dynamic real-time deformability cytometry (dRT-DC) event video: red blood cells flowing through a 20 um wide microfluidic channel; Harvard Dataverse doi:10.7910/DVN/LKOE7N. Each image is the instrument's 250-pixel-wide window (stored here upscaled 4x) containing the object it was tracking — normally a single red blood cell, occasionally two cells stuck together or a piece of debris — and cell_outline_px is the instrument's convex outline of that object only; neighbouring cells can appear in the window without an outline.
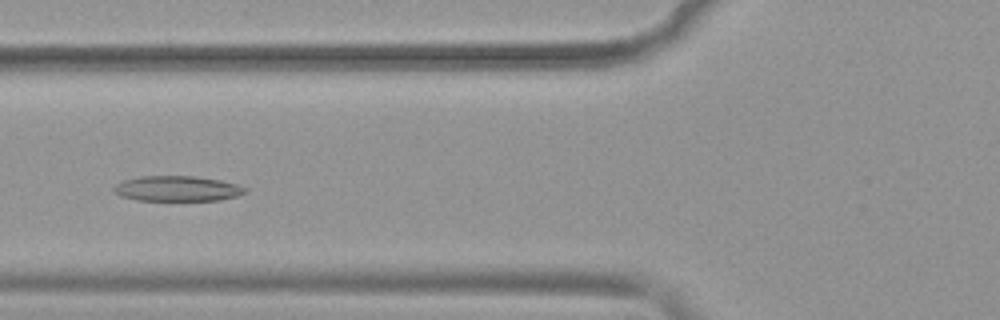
{"species": "common noctule bat (a hibernating species)", "species_latin": "Nyctalus noctula", "temperature_condition": "warm", "stored_images_in_passage": 50, "camera_frame_rate_fps": 3000, "um_per_image_px": 0.085, "animal": {"sex": "female", "body_mass_g": 19.9}, "frame": {"image": 1, "passage_image": 19, "time_ms": 6.0, "image_size_px": [1000, 320], "cell_outline_px": [[248, 192], [236, 196], [220, 200], [136, 200], [120, 196], [112, 192], [112, 188], [116, 184], [124, 180], [140, 176], [192, 176], [220, 180], [236, 184], [248, 188]], "centroid_in_image_um": [15.05, 16.03], "position_along_channel_um": 110.8, "area_um2": 19.42}}
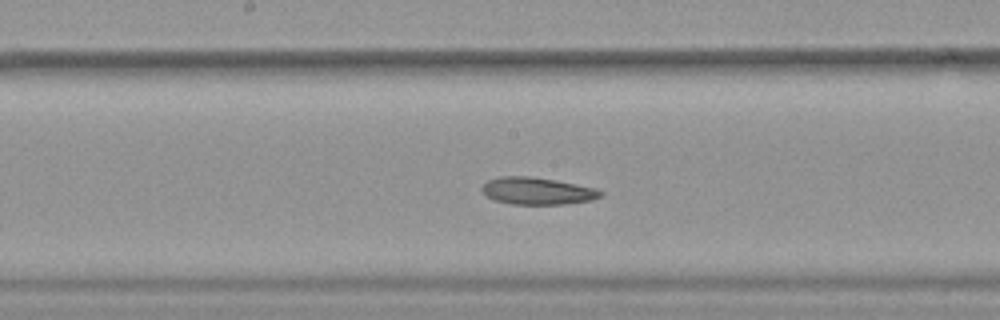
{"frame": {"image": 2, "passage_image": 26, "time_ms": 8.333, "image_size_px": [1000, 320], "cell_outline_px": [[604, 192], [600, 196], [592, 200], [568, 204], [512, 204], [496, 200], [484, 196], [480, 188], [488, 180], [500, 176], [528, 176], [556, 180], [596, 188]], "centroid_in_image_um": [45.65, 16.23], "position_along_channel_um": 202.5, "area_um2": 18.84}}
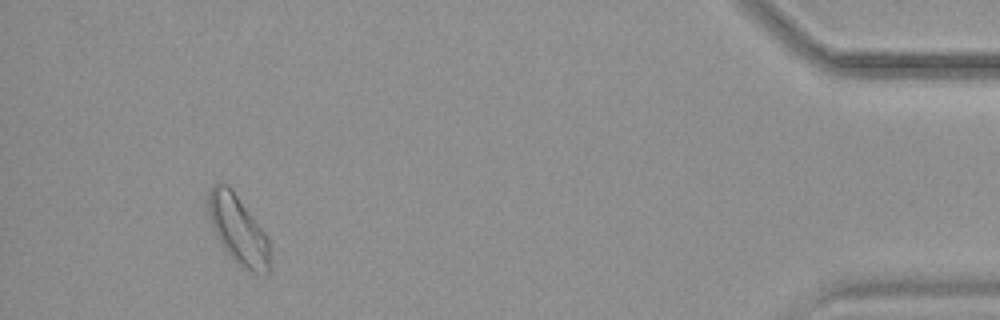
{"frame": {"image": 3, "passage_image": 47, "time_ms": 15.333, "image_size_px": [1000, 320], "cell_outline_px": [[268, 272], [264, 276], [248, 272], [240, 268], [236, 264], [224, 248], [212, 228], [208, 216], [208, 192], [212, 184], [228, 184], [232, 188], [268, 236]], "centroid_in_image_um": [20.22, 19.54], "position_along_channel_um": 415.0, "area_um2": 24.91}, "authors_computed_cell_mechanics": {"area_um2": 20.9525, "velocity_mm_per_s": 3.9446, "shape_relaxation_time_tau1_ms": 3.8701, "shape_relaxation_time_tau2_ms": null, "deformation_change_tau1": 0.1097, "deformation_change_tau2": null}}